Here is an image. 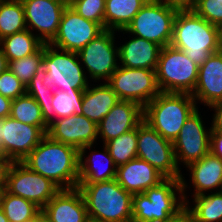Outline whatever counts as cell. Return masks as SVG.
<instances>
[{
    "mask_svg": "<svg viewBox=\"0 0 222 222\" xmlns=\"http://www.w3.org/2000/svg\"><path fill=\"white\" fill-rule=\"evenodd\" d=\"M44 55V45L32 55L9 61L8 69L20 80L25 87L31 82L37 72L38 64Z\"/></svg>",
    "mask_w": 222,
    "mask_h": 222,
    "instance_id": "35",
    "label": "cell"
},
{
    "mask_svg": "<svg viewBox=\"0 0 222 222\" xmlns=\"http://www.w3.org/2000/svg\"><path fill=\"white\" fill-rule=\"evenodd\" d=\"M166 177L145 160L135 158L117 167V182L132 195L144 193Z\"/></svg>",
    "mask_w": 222,
    "mask_h": 222,
    "instance_id": "19",
    "label": "cell"
},
{
    "mask_svg": "<svg viewBox=\"0 0 222 222\" xmlns=\"http://www.w3.org/2000/svg\"><path fill=\"white\" fill-rule=\"evenodd\" d=\"M137 158L145 160L166 178L181 179V168L177 166L173 142L164 139L146 122L137 127Z\"/></svg>",
    "mask_w": 222,
    "mask_h": 222,
    "instance_id": "10",
    "label": "cell"
},
{
    "mask_svg": "<svg viewBox=\"0 0 222 222\" xmlns=\"http://www.w3.org/2000/svg\"><path fill=\"white\" fill-rule=\"evenodd\" d=\"M42 211L51 222H86L89 219L83 196L78 188L60 189Z\"/></svg>",
    "mask_w": 222,
    "mask_h": 222,
    "instance_id": "21",
    "label": "cell"
},
{
    "mask_svg": "<svg viewBox=\"0 0 222 222\" xmlns=\"http://www.w3.org/2000/svg\"><path fill=\"white\" fill-rule=\"evenodd\" d=\"M178 9L155 0L148 2L122 32L154 42L161 47L171 44L173 23Z\"/></svg>",
    "mask_w": 222,
    "mask_h": 222,
    "instance_id": "7",
    "label": "cell"
},
{
    "mask_svg": "<svg viewBox=\"0 0 222 222\" xmlns=\"http://www.w3.org/2000/svg\"><path fill=\"white\" fill-rule=\"evenodd\" d=\"M86 222H100V221H96V220L88 219Z\"/></svg>",
    "mask_w": 222,
    "mask_h": 222,
    "instance_id": "51",
    "label": "cell"
},
{
    "mask_svg": "<svg viewBox=\"0 0 222 222\" xmlns=\"http://www.w3.org/2000/svg\"><path fill=\"white\" fill-rule=\"evenodd\" d=\"M162 47L154 42L134 36L118 47L120 66L156 70Z\"/></svg>",
    "mask_w": 222,
    "mask_h": 222,
    "instance_id": "22",
    "label": "cell"
},
{
    "mask_svg": "<svg viewBox=\"0 0 222 222\" xmlns=\"http://www.w3.org/2000/svg\"><path fill=\"white\" fill-rule=\"evenodd\" d=\"M148 0H106L104 29L125 30Z\"/></svg>",
    "mask_w": 222,
    "mask_h": 222,
    "instance_id": "27",
    "label": "cell"
},
{
    "mask_svg": "<svg viewBox=\"0 0 222 222\" xmlns=\"http://www.w3.org/2000/svg\"><path fill=\"white\" fill-rule=\"evenodd\" d=\"M12 100L0 94V118L10 117Z\"/></svg>",
    "mask_w": 222,
    "mask_h": 222,
    "instance_id": "43",
    "label": "cell"
},
{
    "mask_svg": "<svg viewBox=\"0 0 222 222\" xmlns=\"http://www.w3.org/2000/svg\"><path fill=\"white\" fill-rule=\"evenodd\" d=\"M115 32L105 29L100 35L83 47L78 56L83 61L90 77L107 82L118 68V47L114 45Z\"/></svg>",
    "mask_w": 222,
    "mask_h": 222,
    "instance_id": "13",
    "label": "cell"
},
{
    "mask_svg": "<svg viewBox=\"0 0 222 222\" xmlns=\"http://www.w3.org/2000/svg\"><path fill=\"white\" fill-rule=\"evenodd\" d=\"M10 162L8 160H0V184H6V171Z\"/></svg>",
    "mask_w": 222,
    "mask_h": 222,
    "instance_id": "44",
    "label": "cell"
},
{
    "mask_svg": "<svg viewBox=\"0 0 222 222\" xmlns=\"http://www.w3.org/2000/svg\"><path fill=\"white\" fill-rule=\"evenodd\" d=\"M54 89L50 87L46 66V44H44V55L37 67V72L26 87V93L32 96L41 107L43 120L49 126L55 118L52 112V100Z\"/></svg>",
    "mask_w": 222,
    "mask_h": 222,
    "instance_id": "26",
    "label": "cell"
},
{
    "mask_svg": "<svg viewBox=\"0 0 222 222\" xmlns=\"http://www.w3.org/2000/svg\"><path fill=\"white\" fill-rule=\"evenodd\" d=\"M43 45L44 43L38 38L37 34L34 35L28 29L6 36L0 40V47L8 61L32 55Z\"/></svg>",
    "mask_w": 222,
    "mask_h": 222,
    "instance_id": "28",
    "label": "cell"
},
{
    "mask_svg": "<svg viewBox=\"0 0 222 222\" xmlns=\"http://www.w3.org/2000/svg\"><path fill=\"white\" fill-rule=\"evenodd\" d=\"M104 30L99 23L86 20L68 5L63 12L57 35L49 44L78 53Z\"/></svg>",
    "mask_w": 222,
    "mask_h": 222,
    "instance_id": "15",
    "label": "cell"
},
{
    "mask_svg": "<svg viewBox=\"0 0 222 222\" xmlns=\"http://www.w3.org/2000/svg\"><path fill=\"white\" fill-rule=\"evenodd\" d=\"M5 183L8 193L32 201L41 209L60 191L50 179L35 173L23 162H10Z\"/></svg>",
    "mask_w": 222,
    "mask_h": 222,
    "instance_id": "9",
    "label": "cell"
},
{
    "mask_svg": "<svg viewBox=\"0 0 222 222\" xmlns=\"http://www.w3.org/2000/svg\"><path fill=\"white\" fill-rule=\"evenodd\" d=\"M103 147L104 153H99V151L98 153L97 151H92L90 156L88 155L85 160L84 155H79L78 184H93L96 182L108 181L116 178L117 166L115 165L113 158L109 154L107 147L105 145H103ZM100 156L105 159V162H107L106 164H108L107 166L103 161H100L101 163H103V165L99 162L96 164L97 159H101Z\"/></svg>",
    "mask_w": 222,
    "mask_h": 222,
    "instance_id": "25",
    "label": "cell"
},
{
    "mask_svg": "<svg viewBox=\"0 0 222 222\" xmlns=\"http://www.w3.org/2000/svg\"><path fill=\"white\" fill-rule=\"evenodd\" d=\"M88 218L100 222H132V194L116 178L93 184H78Z\"/></svg>",
    "mask_w": 222,
    "mask_h": 222,
    "instance_id": "4",
    "label": "cell"
},
{
    "mask_svg": "<svg viewBox=\"0 0 222 222\" xmlns=\"http://www.w3.org/2000/svg\"><path fill=\"white\" fill-rule=\"evenodd\" d=\"M191 95L195 102L199 100L208 107L222 100V51L211 54L199 66L196 87Z\"/></svg>",
    "mask_w": 222,
    "mask_h": 222,
    "instance_id": "20",
    "label": "cell"
},
{
    "mask_svg": "<svg viewBox=\"0 0 222 222\" xmlns=\"http://www.w3.org/2000/svg\"><path fill=\"white\" fill-rule=\"evenodd\" d=\"M115 165L121 166L137 158V128L104 143Z\"/></svg>",
    "mask_w": 222,
    "mask_h": 222,
    "instance_id": "33",
    "label": "cell"
},
{
    "mask_svg": "<svg viewBox=\"0 0 222 222\" xmlns=\"http://www.w3.org/2000/svg\"><path fill=\"white\" fill-rule=\"evenodd\" d=\"M209 107H212V109L215 110V114L213 115V121L211 125V131L222 132V100L213 103Z\"/></svg>",
    "mask_w": 222,
    "mask_h": 222,
    "instance_id": "41",
    "label": "cell"
},
{
    "mask_svg": "<svg viewBox=\"0 0 222 222\" xmlns=\"http://www.w3.org/2000/svg\"><path fill=\"white\" fill-rule=\"evenodd\" d=\"M28 30H38V38L50 43L57 35L65 8L69 5L63 0H21ZM29 26V27H28ZM31 28V29H30Z\"/></svg>",
    "mask_w": 222,
    "mask_h": 222,
    "instance_id": "17",
    "label": "cell"
},
{
    "mask_svg": "<svg viewBox=\"0 0 222 222\" xmlns=\"http://www.w3.org/2000/svg\"><path fill=\"white\" fill-rule=\"evenodd\" d=\"M46 43V66L50 87L54 90H86L88 78L77 52H70Z\"/></svg>",
    "mask_w": 222,
    "mask_h": 222,
    "instance_id": "11",
    "label": "cell"
},
{
    "mask_svg": "<svg viewBox=\"0 0 222 222\" xmlns=\"http://www.w3.org/2000/svg\"><path fill=\"white\" fill-rule=\"evenodd\" d=\"M165 222H196V221L188 205H185L175 215H172Z\"/></svg>",
    "mask_w": 222,
    "mask_h": 222,
    "instance_id": "40",
    "label": "cell"
},
{
    "mask_svg": "<svg viewBox=\"0 0 222 222\" xmlns=\"http://www.w3.org/2000/svg\"><path fill=\"white\" fill-rule=\"evenodd\" d=\"M0 222H9L7 217L5 216V213L0 208Z\"/></svg>",
    "mask_w": 222,
    "mask_h": 222,
    "instance_id": "49",
    "label": "cell"
},
{
    "mask_svg": "<svg viewBox=\"0 0 222 222\" xmlns=\"http://www.w3.org/2000/svg\"><path fill=\"white\" fill-rule=\"evenodd\" d=\"M192 211L196 222H222V191L195 196Z\"/></svg>",
    "mask_w": 222,
    "mask_h": 222,
    "instance_id": "32",
    "label": "cell"
},
{
    "mask_svg": "<svg viewBox=\"0 0 222 222\" xmlns=\"http://www.w3.org/2000/svg\"><path fill=\"white\" fill-rule=\"evenodd\" d=\"M178 10H192L195 2L193 0H155Z\"/></svg>",
    "mask_w": 222,
    "mask_h": 222,
    "instance_id": "42",
    "label": "cell"
},
{
    "mask_svg": "<svg viewBox=\"0 0 222 222\" xmlns=\"http://www.w3.org/2000/svg\"><path fill=\"white\" fill-rule=\"evenodd\" d=\"M217 30V43L219 50L222 51V23L216 25Z\"/></svg>",
    "mask_w": 222,
    "mask_h": 222,
    "instance_id": "47",
    "label": "cell"
},
{
    "mask_svg": "<svg viewBox=\"0 0 222 222\" xmlns=\"http://www.w3.org/2000/svg\"><path fill=\"white\" fill-rule=\"evenodd\" d=\"M26 29L21 0H0V40Z\"/></svg>",
    "mask_w": 222,
    "mask_h": 222,
    "instance_id": "29",
    "label": "cell"
},
{
    "mask_svg": "<svg viewBox=\"0 0 222 222\" xmlns=\"http://www.w3.org/2000/svg\"><path fill=\"white\" fill-rule=\"evenodd\" d=\"M45 135L38 126L0 118V149L9 162H22Z\"/></svg>",
    "mask_w": 222,
    "mask_h": 222,
    "instance_id": "12",
    "label": "cell"
},
{
    "mask_svg": "<svg viewBox=\"0 0 222 222\" xmlns=\"http://www.w3.org/2000/svg\"><path fill=\"white\" fill-rule=\"evenodd\" d=\"M198 108L188 117L179 135L173 141V148L177 166L179 162L188 165L200 160L210 152V129H205ZM209 130V131H208Z\"/></svg>",
    "mask_w": 222,
    "mask_h": 222,
    "instance_id": "14",
    "label": "cell"
},
{
    "mask_svg": "<svg viewBox=\"0 0 222 222\" xmlns=\"http://www.w3.org/2000/svg\"><path fill=\"white\" fill-rule=\"evenodd\" d=\"M35 173L50 179L60 189L78 186L79 150L45 135L22 161Z\"/></svg>",
    "mask_w": 222,
    "mask_h": 222,
    "instance_id": "1",
    "label": "cell"
},
{
    "mask_svg": "<svg viewBox=\"0 0 222 222\" xmlns=\"http://www.w3.org/2000/svg\"><path fill=\"white\" fill-rule=\"evenodd\" d=\"M9 61L0 47V74L8 70Z\"/></svg>",
    "mask_w": 222,
    "mask_h": 222,
    "instance_id": "45",
    "label": "cell"
},
{
    "mask_svg": "<svg viewBox=\"0 0 222 222\" xmlns=\"http://www.w3.org/2000/svg\"><path fill=\"white\" fill-rule=\"evenodd\" d=\"M30 222H51V221L41 210Z\"/></svg>",
    "mask_w": 222,
    "mask_h": 222,
    "instance_id": "46",
    "label": "cell"
},
{
    "mask_svg": "<svg viewBox=\"0 0 222 222\" xmlns=\"http://www.w3.org/2000/svg\"><path fill=\"white\" fill-rule=\"evenodd\" d=\"M1 210L9 222H30L42 209L34 202L6 191L1 203Z\"/></svg>",
    "mask_w": 222,
    "mask_h": 222,
    "instance_id": "31",
    "label": "cell"
},
{
    "mask_svg": "<svg viewBox=\"0 0 222 222\" xmlns=\"http://www.w3.org/2000/svg\"><path fill=\"white\" fill-rule=\"evenodd\" d=\"M185 178H166L155 187L144 193L132 196V222H165L185 205V189L188 188ZM179 196L177 198V194Z\"/></svg>",
    "mask_w": 222,
    "mask_h": 222,
    "instance_id": "2",
    "label": "cell"
},
{
    "mask_svg": "<svg viewBox=\"0 0 222 222\" xmlns=\"http://www.w3.org/2000/svg\"><path fill=\"white\" fill-rule=\"evenodd\" d=\"M69 6L86 20L99 23L104 28L106 0H73Z\"/></svg>",
    "mask_w": 222,
    "mask_h": 222,
    "instance_id": "36",
    "label": "cell"
},
{
    "mask_svg": "<svg viewBox=\"0 0 222 222\" xmlns=\"http://www.w3.org/2000/svg\"><path fill=\"white\" fill-rule=\"evenodd\" d=\"M191 94L160 92L143 108V121L173 142L188 117L198 108Z\"/></svg>",
    "mask_w": 222,
    "mask_h": 222,
    "instance_id": "5",
    "label": "cell"
},
{
    "mask_svg": "<svg viewBox=\"0 0 222 222\" xmlns=\"http://www.w3.org/2000/svg\"><path fill=\"white\" fill-rule=\"evenodd\" d=\"M63 1L70 4L73 0H63Z\"/></svg>",
    "mask_w": 222,
    "mask_h": 222,
    "instance_id": "52",
    "label": "cell"
},
{
    "mask_svg": "<svg viewBox=\"0 0 222 222\" xmlns=\"http://www.w3.org/2000/svg\"><path fill=\"white\" fill-rule=\"evenodd\" d=\"M143 122V107L133 101L120 100L97 124L103 143L137 128Z\"/></svg>",
    "mask_w": 222,
    "mask_h": 222,
    "instance_id": "18",
    "label": "cell"
},
{
    "mask_svg": "<svg viewBox=\"0 0 222 222\" xmlns=\"http://www.w3.org/2000/svg\"><path fill=\"white\" fill-rule=\"evenodd\" d=\"M186 167L191 172L194 197L207 194L206 191L219 187L218 191H222V159L209 152L200 160L194 161Z\"/></svg>",
    "mask_w": 222,
    "mask_h": 222,
    "instance_id": "23",
    "label": "cell"
},
{
    "mask_svg": "<svg viewBox=\"0 0 222 222\" xmlns=\"http://www.w3.org/2000/svg\"><path fill=\"white\" fill-rule=\"evenodd\" d=\"M199 67L184 51L171 45L162 47L156 77L159 89L166 93L192 94L198 78Z\"/></svg>",
    "mask_w": 222,
    "mask_h": 222,
    "instance_id": "6",
    "label": "cell"
},
{
    "mask_svg": "<svg viewBox=\"0 0 222 222\" xmlns=\"http://www.w3.org/2000/svg\"><path fill=\"white\" fill-rule=\"evenodd\" d=\"M119 101L106 82L93 88L88 86L83 94L82 115L98 124Z\"/></svg>",
    "mask_w": 222,
    "mask_h": 222,
    "instance_id": "24",
    "label": "cell"
},
{
    "mask_svg": "<svg viewBox=\"0 0 222 222\" xmlns=\"http://www.w3.org/2000/svg\"><path fill=\"white\" fill-rule=\"evenodd\" d=\"M46 135L77 148L79 155H85V150L92 148L98 139V128L95 122L84 115H71L55 119L48 126Z\"/></svg>",
    "mask_w": 222,
    "mask_h": 222,
    "instance_id": "16",
    "label": "cell"
},
{
    "mask_svg": "<svg viewBox=\"0 0 222 222\" xmlns=\"http://www.w3.org/2000/svg\"><path fill=\"white\" fill-rule=\"evenodd\" d=\"M192 10L210 24L222 23V0H197Z\"/></svg>",
    "mask_w": 222,
    "mask_h": 222,
    "instance_id": "37",
    "label": "cell"
},
{
    "mask_svg": "<svg viewBox=\"0 0 222 222\" xmlns=\"http://www.w3.org/2000/svg\"><path fill=\"white\" fill-rule=\"evenodd\" d=\"M10 117L25 124L38 126L45 134L47 133L48 125L43 120L41 107L27 93L12 100Z\"/></svg>",
    "mask_w": 222,
    "mask_h": 222,
    "instance_id": "30",
    "label": "cell"
},
{
    "mask_svg": "<svg viewBox=\"0 0 222 222\" xmlns=\"http://www.w3.org/2000/svg\"><path fill=\"white\" fill-rule=\"evenodd\" d=\"M26 93V87L20 80L8 69L0 74V94L11 100Z\"/></svg>",
    "mask_w": 222,
    "mask_h": 222,
    "instance_id": "38",
    "label": "cell"
},
{
    "mask_svg": "<svg viewBox=\"0 0 222 222\" xmlns=\"http://www.w3.org/2000/svg\"><path fill=\"white\" fill-rule=\"evenodd\" d=\"M107 84L120 100L133 101L143 108L161 91L156 70L118 66Z\"/></svg>",
    "mask_w": 222,
    "mask_h": 222,
    "instance_id": "8",
    "label": "cell"
},
{
    "mask_svg": "<svg viewBox=\"0 0 222 222\" xmlns=\"http://www.w3.org/2000/svg\"><path fill=\"white\" fill-rule=\"evenodd\" d=\"M6 192V184H0V208H1V203L3 202V197Z\"/></svg>",
    "mask_w": 222,
    "mask_h": 222,
    "instance_id": "48",
    "label": "cell"
},
{
    "mask_svg": "<svg viewBox=\"0 0 222 222\" xmlns=\"http://www.w3.org/2000/svg\"><path fill=\"white\" fill-rule=\"evenodd\" d=\"M0 160H7V159L4 157V155H3L2 151H1V149H0Z\"/></svg>",
    "mask_w": 222,
    "mask_h": 222,
    "instance_id": "50",
    "label": "cell"
},
{
    "mask_svg": "<svg viewBox=\"0 0 222 222\" xmlns=\"http://www.w3.org/2000/svg\"><path fill=\"white\" fill-rule=\"evenodd\" d=\"M210 152L218 158L222 159V132L211 131Z\"/></svg>",
    "mask_w": 222,
    "mask_h": 222,
    "instance_id": "39",
    "label": "cell"
},
{
    "mask_svg": "<svg viewBox=\"0 0 222 222\" xmlns=\"http://www.w3.org/2000/svg\"><path fill=\"white\" fill-rule=\"evenodd\" d=\"M170 45L184 51L198 67L211 54L220 51L216 26L198 16L193 10H178Z\"/></svg>",
    "mask_w": 222,
    "mask_h": 222,
    "instance_id": "3",
    "label": "cell"
},
{
    "mask_svg": "<svg viewBox=\"0 0 222 222\" xmlns=\"http://www.w3.org/2000/svg\"><path fill=\"white\" fill-rule=\"evenodd\" d=\"M85 90H55L52 100L56 119L71 115H82V99Z\"/></svg>",
    "mask_w": 222,
    "mask_h": 222,
    "instance_id": "34",
    "label": "cell"
}]
</instances>
